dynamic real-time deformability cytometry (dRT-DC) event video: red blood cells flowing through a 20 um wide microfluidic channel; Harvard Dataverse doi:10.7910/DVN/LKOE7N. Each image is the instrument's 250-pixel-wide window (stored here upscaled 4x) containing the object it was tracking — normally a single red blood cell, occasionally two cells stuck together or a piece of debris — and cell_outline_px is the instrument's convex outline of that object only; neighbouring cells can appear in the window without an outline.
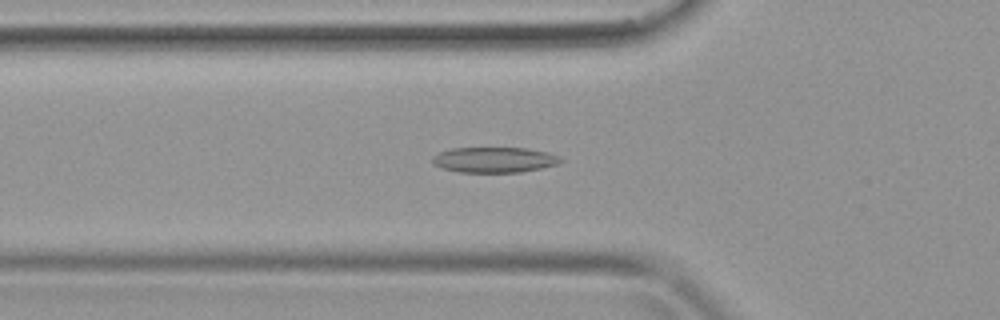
{"species": "common noctule bat (a hibernating species)", "species_latin": "Nyctalus noctula", "temperature_condition": "warm", "stored_images_in_passage": 38, "camera_frame_rate_fps": 3000, "um_per_image_px": 0.085, "animal": {"sex": "female", "body_mass_g": 19.9}, "frame": {"image": 1, "passage_image": 12, "time_ms": 3.667, "image_size_px": [1000, 320], "cell_outline_px": [[564, 160], [556, 164], [540, 168], [520, 172], [460, 172], [440, 168], [432, 164], [432, 156], [440, 152], [452, 148], [528, 148], [548, 152], [560, 156]], "centroid_in_image_um": [42.0, 13.58], "position_along_channel_um": 83.8, "area_um2": 19.07}}
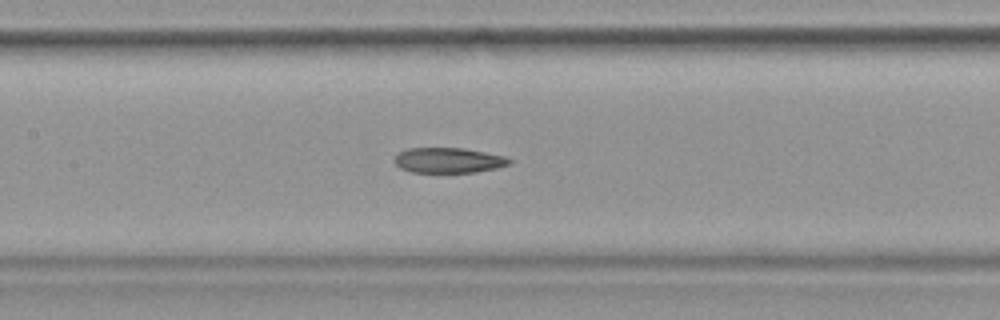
{"frame": {"image": 2, "passage_image": 17, "time_ms": 5.333, "image_size_px": [1000, 320], "cell_outline_px": [[512, 160], [508, 164], [496, 168], [476, 172], [412, 172], [400, 168], [396, 164], [396, 156], [400, 152], [408, 148], [464, 148], [504, 156]], "centroid_in_image_um": [38.12, 13.62], "position_along_channel_um": 169.3, "area_um2": 16.65}}
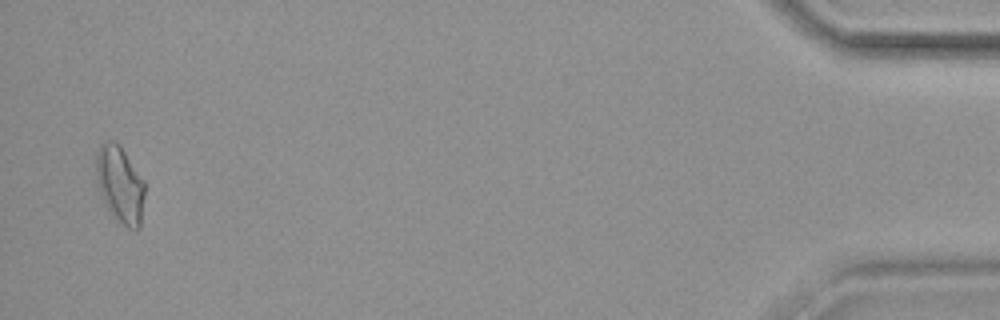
{"frame": {"image": 3, "passage_image": 37, "time_ms": 12.0, "image_size_px": [1000, 320], "cell_outline_px": [[144, 196], [140, 228], [136, 232], [128, 228], [116, 220], [108, 208], [100, 192], [96, 176], [96, 152], [100, 144], [104, 140], [116, 140], [120, 144], [144, 180]], "centroid_in_image_um": [10.21, 15.65], "position_along_channel_um": 425.0, "area_um2": 22.02}}